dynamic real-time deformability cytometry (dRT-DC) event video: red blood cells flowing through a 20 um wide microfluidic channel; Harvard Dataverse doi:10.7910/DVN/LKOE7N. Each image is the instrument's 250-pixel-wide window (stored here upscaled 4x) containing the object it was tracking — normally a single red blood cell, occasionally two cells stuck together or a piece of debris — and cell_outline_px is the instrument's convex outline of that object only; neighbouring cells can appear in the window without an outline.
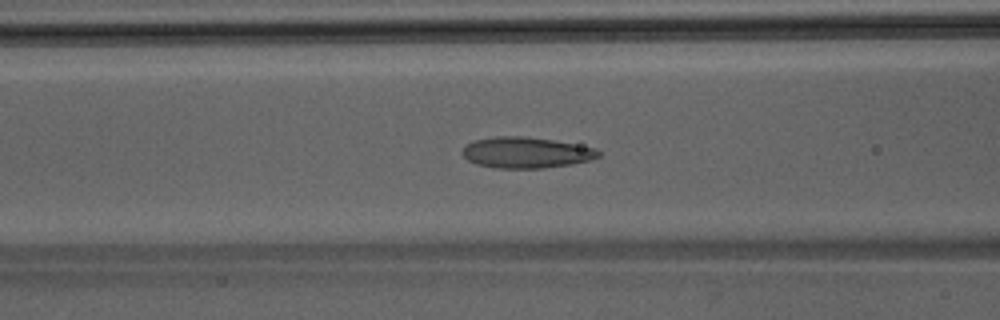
{"species": "Egyptian fruit bat (a non-hibernating species)", "species_latin": "Rousettus aegyptiacus", "temperature_condition": "room temperature", "stored_images_in_passage": 37, "camera_frame_rate_fps": 3000, "um_per_image_px": 0.085, "animal": {"sex": "male"}, "frame": {"image": 1, "passage_image": 9, "time_ms": 2.667, "image_size_px": [1000, 320], "cell_outline_px": [[600, 156], [588, 160], [572, 164], [544, 168], [496, 168], [476, 164], [468, 160], [460, 152], [472, 140], [496, 136], [524, 136], [552, 140], [596, 148], [600, 152]], "centroid_in_image_um": [44.69, 12.97], "position_along_channel_um": 121.9, "area_um2": 24.51}}
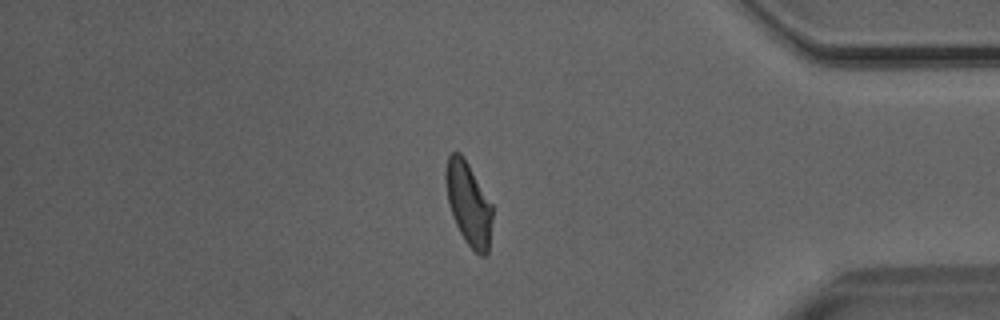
{"frame": {"image": 2, "passage_image": 30, "time_ms": 9.667, "image_size_px": [1000, 320], "cell_outline_px": [[492, 220], [488, 252], [484, 256], [480, 256], [464, 240], [452, 216], [448, 200], [444, 180], [444, 172], [448, 156], [452, 152], [460, 152], [464, 156], [492, 204]], "centroid_in_image_um": [39.81, 17.28], "position_along_channel_um": 395.4, "area_um2": 22.66}}
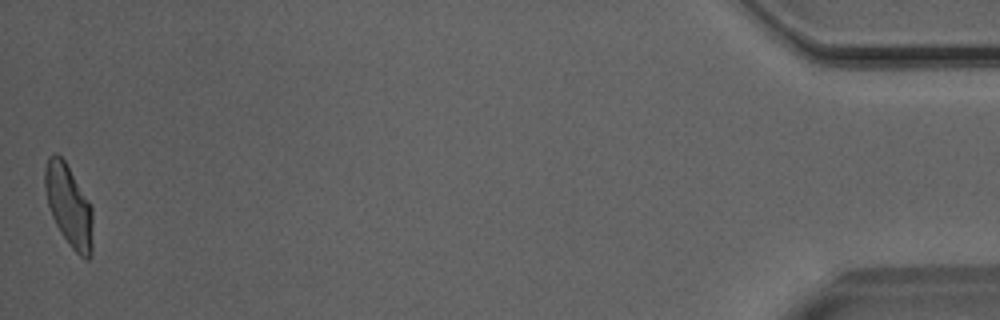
{"frame": {"image": 3, "passage_image": 37, "time_ms": 12.0, "image_size_px": [1000, 320], "cell_outline_px": [[92, 256], [88, 260], [84, 260], [72, 248], [60, 232], [52, 216], [48, 204], [44, 188], [44, 168], [48, 156], [52, 152], [56, 152], [64, 160], [88, 200], [92, 208]], "centroid_in_image_um": [5.84, 17.48], "position_along_channel_um": 429.4, "area_um2": 22.83}}